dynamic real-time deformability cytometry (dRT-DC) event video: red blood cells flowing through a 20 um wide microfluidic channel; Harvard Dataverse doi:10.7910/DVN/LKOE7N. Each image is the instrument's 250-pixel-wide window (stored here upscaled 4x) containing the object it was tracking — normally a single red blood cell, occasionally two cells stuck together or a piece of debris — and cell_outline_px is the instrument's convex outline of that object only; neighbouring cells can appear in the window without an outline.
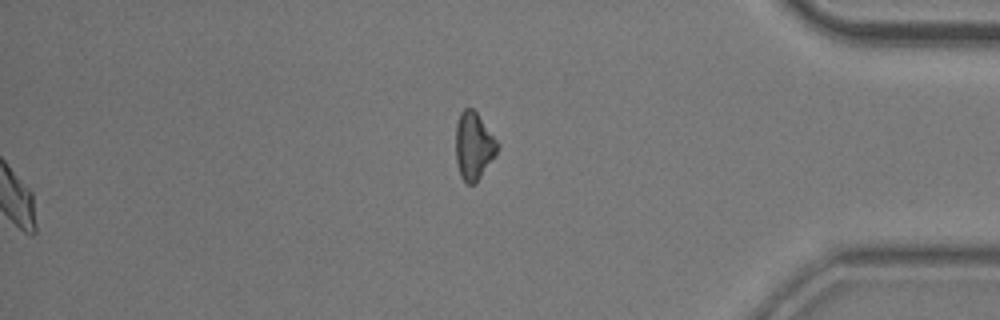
{"species": "common noctule bat (a hibernating species)", "species_latin": "Nyctalus noctula", "temperature_condition": "room temperature", "stored_images_in_passage": 53, "segment_of_instrument_passage": [2, 2], "camera_frame_rate_fps": 3000, "um_per_image_px": 0.085, "animal": {"sex": "male", "body_mass_g": 20.5, "forearm_length_mm": 52.5}, "frame": {"image": 1, "passage_image": 53, "time_ms": 17.333, "image_size_px": [1000, 320], "cell_outline_px": [[500, 144], [496, 152], [476, 184], [468, 184], [460, 176], [456, 160], [456, 124], [460, 112], [464, 108], [472, 108], [476, 112]], "centroid_in_image_um": [40.25, 12.4], "position_along_channel_um": 395.0, "area_um2": 16.24}}